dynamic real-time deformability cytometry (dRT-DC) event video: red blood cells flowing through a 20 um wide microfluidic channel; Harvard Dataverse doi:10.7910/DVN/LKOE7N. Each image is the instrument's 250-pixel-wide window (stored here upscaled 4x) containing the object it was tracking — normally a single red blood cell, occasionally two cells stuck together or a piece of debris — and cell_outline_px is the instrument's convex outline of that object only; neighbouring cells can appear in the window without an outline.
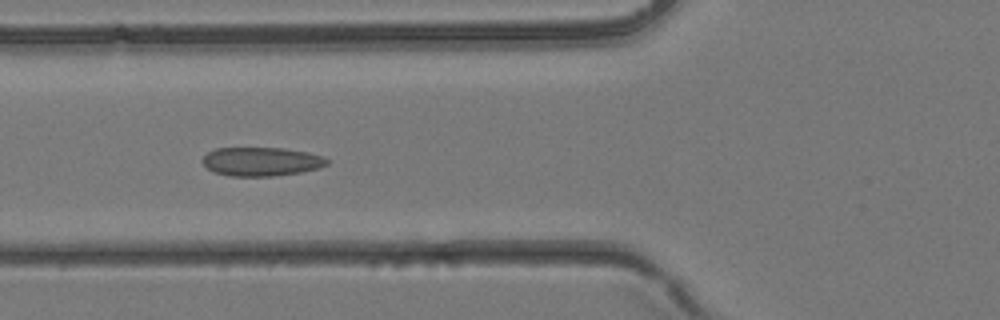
{"species": "common noctule bat (a hibernating species)", "species_latin": "Nyctalus noctula", "temperature_condition": "room temperature", "stored_images_in_passage": 37, "camera_frame_rate_fps": 3000, "um_per_image_px": 0.085, "animal": {"sex": "female", "body_mass_g": 24.6, "forearm_length_mm": 56.2}, "frame": {"image": 1, "passage_image": 14, "time_ms": 4.333, "image_size_px": [1000, 320], "cell_outline_px": [[328, 164], [320, 168], [300, 172], [272, 176], [232, 176], [216, 172], [208, 168], [200, 160], [208, 152], [216, 148], [284, 148], [308, 152], [324, 156], [328, 160]], "centroid_in_image_um": [22.24, 13.72], "position_along_channel_um": 103.6, "area_um2": 20.87}}
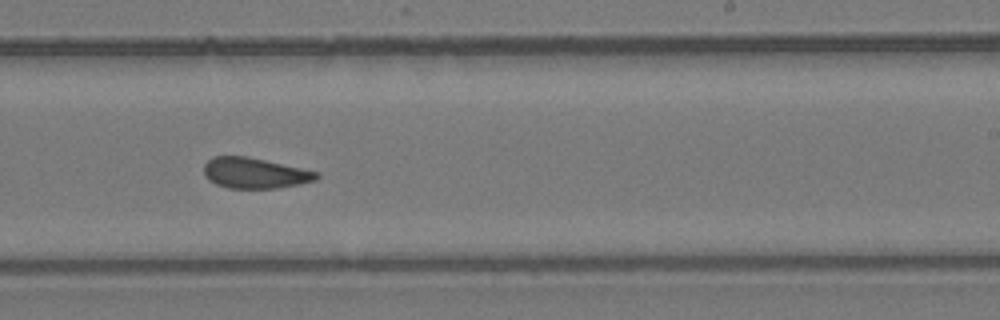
{"frame": {"image": 2, "passage_image": 23, "time_ms": 7.333, "image_size_px": [1000, 320], "cell_outline_px": [[320, 176], [316, 180], [300, 184], [276, 188], [228, 188], [216, 184], [208, 180], [204, 176], [204, 164], [212, 156], [248, 156], [320, 172]], "centroid_in_image_um": [21.65, 14.7], "position_along_channel_um": 267.3, "area_um2": 20.29}}
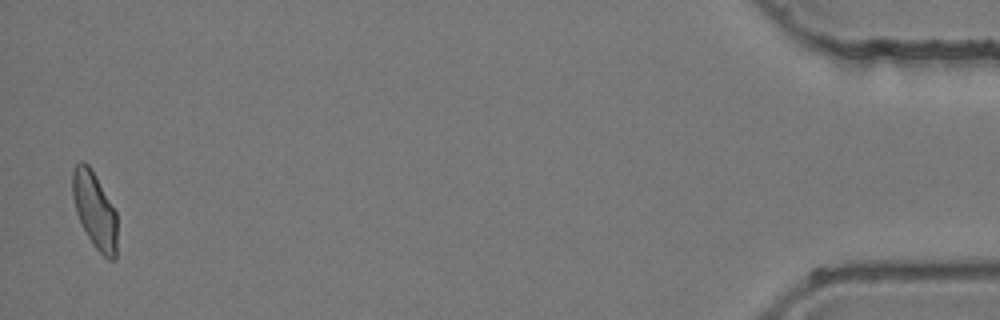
{"frame": {"image": 3, "passage_image": 37, "time_ms": 12.0, "image_size_px": [1000, 320], "cell_outline_px": [[116, 256], [112, 260], [108, 260], [96, 248], [88, 236], [76, 212], [72, 196], [72, 168], [80, 160], [84, 160], [92, 168], [116, 212]], "centroid_in_image_um": [8.03, 17.8], "position_along_channel_um": 427.2, "area_um2": 19.77}}